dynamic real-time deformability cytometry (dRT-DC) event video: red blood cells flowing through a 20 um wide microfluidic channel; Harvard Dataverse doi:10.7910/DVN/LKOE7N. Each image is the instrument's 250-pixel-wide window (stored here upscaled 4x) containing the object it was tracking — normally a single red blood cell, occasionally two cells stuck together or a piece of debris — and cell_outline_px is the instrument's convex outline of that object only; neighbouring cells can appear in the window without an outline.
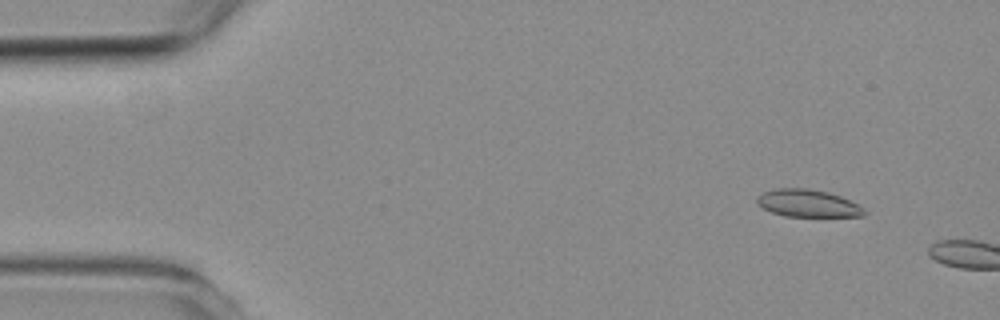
{"species": "common noctule bat (a hibernating species)", "species_latin": "Nyctalus noctula", "temperature_condition": "room temperature", "stored_images_in_passage": 2, "camera_frame_rate_fps": 3000, "um_per_image_px": 0.085, "animal": {"sex": "female", "body_mass_g": 19.3, "forearm_length_mm": 54.1}, "frame": {"image": 1, "passage_image": 1, "time_ms": 0.0, "image_size_px": [1000, 320], "cell_outline_px": [[868, 212], [864, 216], [784, 216], [772, 212], [756, 204], [756, 196], [764, 192], [776, 188], [808, 188], [828, 192], [840, 196], [864, 208]], "centroid_in_image_um": [68.64, 17.28], "position_along_channel_um": 16.4, "area_um2": 17.11}}